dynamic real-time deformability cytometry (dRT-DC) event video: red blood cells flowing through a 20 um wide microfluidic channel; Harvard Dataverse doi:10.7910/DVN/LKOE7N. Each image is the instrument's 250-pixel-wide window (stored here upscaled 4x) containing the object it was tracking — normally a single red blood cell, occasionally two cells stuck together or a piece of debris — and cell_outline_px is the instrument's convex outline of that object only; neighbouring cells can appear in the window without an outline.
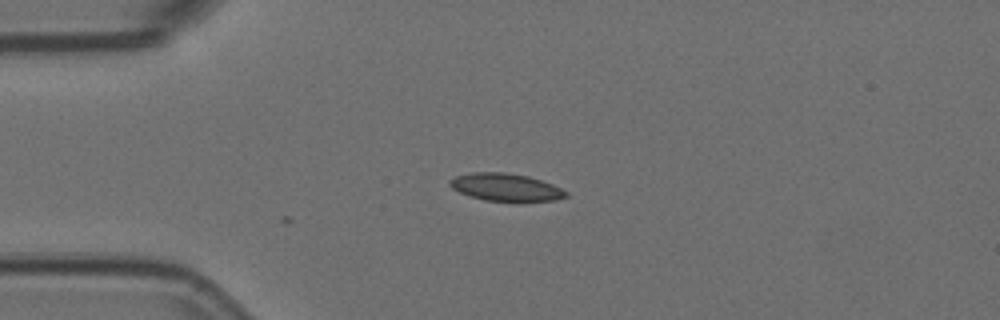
{"species": "Egyptian fruit bat (a non-hibernating species)", "species_latin": "Rousettus aegyptiacus", "temperature_condition": "room temperature", "stored_images_in_passage": 3, "camera_frame_rate_fps": 3000, "um_per_image_px": 0.085, "animal": {"sex": "female"}, "frame": {"image": 1, "passage_image": 3, "time_ms": 0.667, "image_size_px": [1000, 320], "cell_outline_px": [[568, 196], [556, 200], [516, 204], [484, 200], [468, 196], [452, 188], [448, 184], [448, 180], [456, 176], [472, 172], [504, 172], [528, 176], [552, 184], [568, 192]], "centroid_in_image_um": [43.01, 15.96], "position_along_channel_um": 42.0, "area_um2": 19.42}}